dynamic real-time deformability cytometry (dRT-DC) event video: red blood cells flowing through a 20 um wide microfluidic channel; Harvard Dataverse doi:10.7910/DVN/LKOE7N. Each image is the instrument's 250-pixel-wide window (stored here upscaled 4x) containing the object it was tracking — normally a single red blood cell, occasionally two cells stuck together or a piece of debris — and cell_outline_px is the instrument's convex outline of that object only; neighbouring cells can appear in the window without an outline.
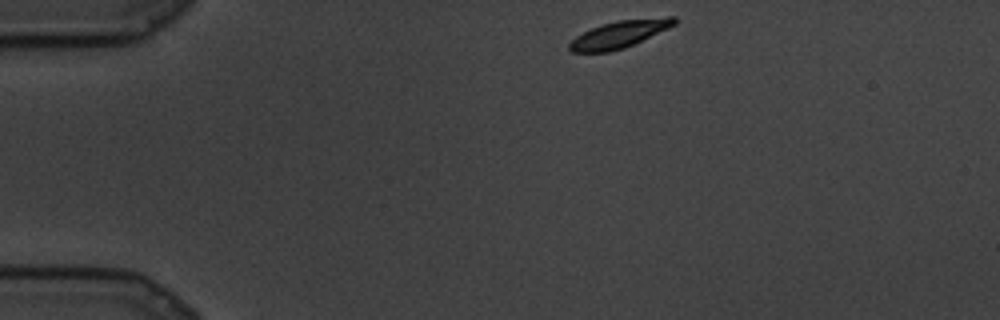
{"species": "common noctule bat (a hibernating species)", "species_latin": "Nyctalus noctula", "temperature_condition": "cold", "stored_images_in_passage": 72, "camera_frame_rate_fps": 3000, "um_per_image_px": 0.085, "animal": {"sex": "male", "body_mass_g": 19.5, "forearm_length_mm": 54.6}, "frame": {"image": 1, "passage_image": 1, "time_ms": 0.0, "image_size_px": [1000, 320], "cell_outline_px": [[680, 20], [676, 24], [668, 28], [624, 48], [608, 52], [572, 52], [568, 48], [568, 44], [576, 36], [592, 28], [604, 24], [620, 20], [668, 16], [676, 16]], "centroid_in_image_um": [52.69, 2.9], "position_along_channel_um": 32.3, "area_um2": 16.47}}
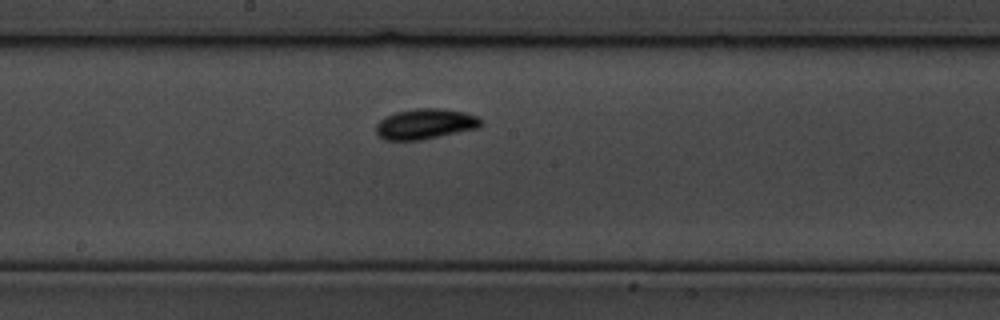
{"frame": {"image": 2, "passage_image": 32, "time_ms": 10.333, "image_size_px": [1000, 320], "cell_outline_px": [[480, 124], [476, 128], [440, 136], [420, 140], [384, 140], [376, 132], [376, 124], [384, 116], [396, 112], [416, 108], [436, 108], [464, 112], [476, 116], [480, 120]], "centroid_in_image_um": [36.08, 10.53], "position_along_channel_um": 212.1, "area_um2": 18.32}}
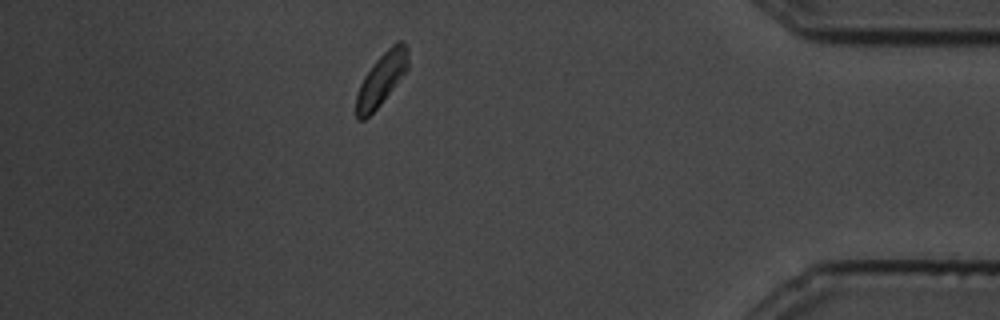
{"frame": {"image": 3, "passage_image": 62, "time_ms": 20.333, "image_size_px": [1000, 320], "cell_outline_px": [[408, 68], [380, 104], [364, 120], [356, 120], [356, 96], [360, 84], [364, 76], [376, 60], [396, 40], [404, 40], [408, 48]], "centroid_in_image_um": [32.43, 6.69], "position_along_channel_um": 402.8, "area_um2": 15.66}}